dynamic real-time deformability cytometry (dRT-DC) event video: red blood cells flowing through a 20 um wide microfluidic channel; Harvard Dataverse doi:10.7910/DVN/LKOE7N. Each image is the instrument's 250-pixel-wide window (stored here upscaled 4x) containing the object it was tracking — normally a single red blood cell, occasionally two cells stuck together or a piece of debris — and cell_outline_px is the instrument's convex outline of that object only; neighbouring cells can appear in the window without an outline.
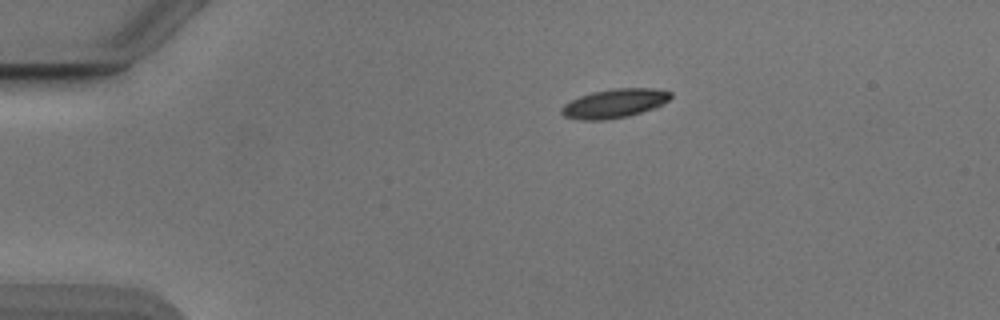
{"species": "Egyptian fruit bat (a non-hibernating species)", "species_latin": "Rousettus aegyptiacus", "temperature_condition": "cold", "stored_images_in_passage": 43, "camera_frame_rate_fps": 3000, "um_per_image_px": 0.085, "animal": {"sex": "male"}, "frame": {"image": 1, "passage_image": 1, "time_ms": 0.0, "image_size_px": [1000, 320], "cell_outline_px": [[672, 96], [668, 100], [656, 108], [628, 116], [608, 120], [580, 120], [564, 116], [560, 112], [560, 108], [564, 104], [580, 96], [596, 92], [616, 88], [652, 88], [672, 92]], "centroid_in_image_um": [52.24, 8.8], "position_along_channel_um": 32.8, "area_um2": 18.38}}
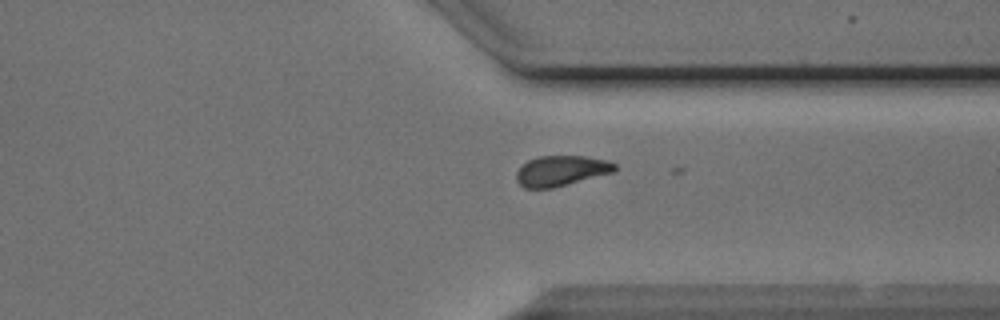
{"frame": {"image": 2, "passage_image": 31, "time_ms": 10.0, "image_size_px": [1000, 320], "cell_outline_px": [[616, 172], [552, 188], [524, 188], [516, 180], [516, 172], [528, 160], [536, 156], [584, 156], [608, 160], [616, 164]], "centroid_in_image_um": [47.72, 14.51], "position_along_channel_um": 363.7, "area_um2": 17.51}}
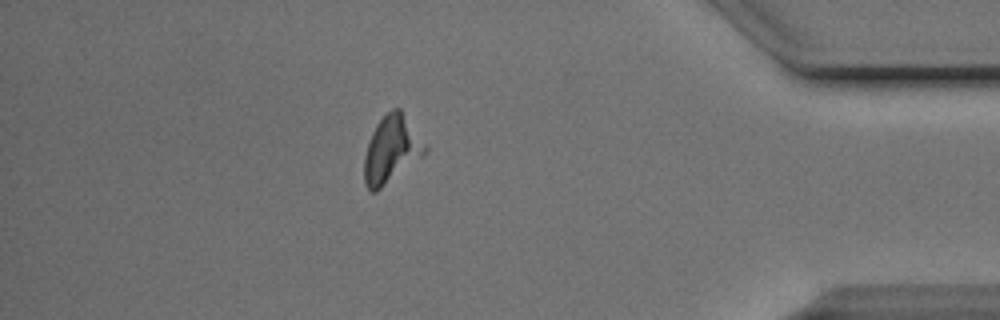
{"frame": {"image": 3, "passage_image": 37, "time_ms": 12.0, "image_size_px": [1000, 320], "cell_outline_px": [[428, 152], [424, 156], [376, 192], [372, 192], [364, 184], [364, 156], [372, 132], [376, 124], [392, 108], [400, 108], [428, 144]], "centroid_in_image_um": [33.31, 12.71], "position_along_channel_um": 401.9, "area_um2": 24.04}}